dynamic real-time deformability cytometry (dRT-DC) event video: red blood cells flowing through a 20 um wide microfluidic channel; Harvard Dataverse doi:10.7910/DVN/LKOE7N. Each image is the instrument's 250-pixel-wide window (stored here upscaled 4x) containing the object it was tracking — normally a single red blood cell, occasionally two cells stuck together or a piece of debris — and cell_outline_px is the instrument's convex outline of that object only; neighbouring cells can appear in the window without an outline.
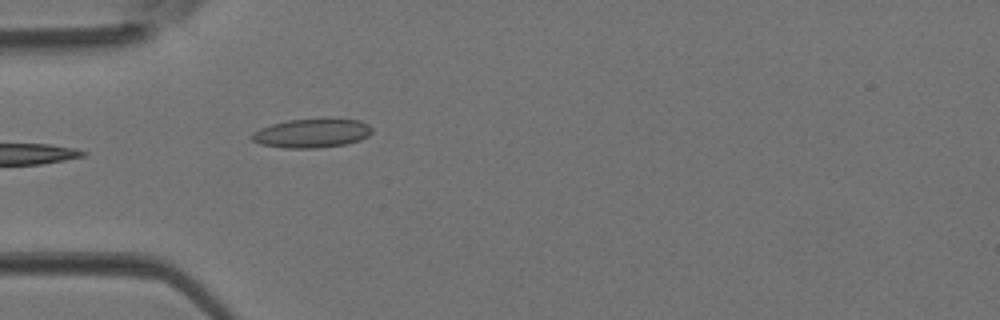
{"species": "Egyptian fruit bat (a non-hibernating species)", "species_latin": "Rousettus aegyptiacus", "temperature_condition": "room temperature", "stored_images_in_passage": 4, "camera_frame_rate_fps": 3000, "um_per_image_px": 0.085, "animal": {"sex": "female"}, "frame": {"image": 1, "passage_image": 4, "time_ms": 1.0, "image_size_px": [1000, 320], "cell_outline_px": [[372, 132], [368, 136], [360, 140], [344, 144], [316, 148], [284, 148], [260, 144], [252, 140], [252, 132], [260, 128], [272, 124], [288, 120], [360, 120], [368, 124], [372, 128]], "centroid_in_image_um": [26.49, 11.34], "position_along_channel_um": 58.5, "area_um2": 19.88}}